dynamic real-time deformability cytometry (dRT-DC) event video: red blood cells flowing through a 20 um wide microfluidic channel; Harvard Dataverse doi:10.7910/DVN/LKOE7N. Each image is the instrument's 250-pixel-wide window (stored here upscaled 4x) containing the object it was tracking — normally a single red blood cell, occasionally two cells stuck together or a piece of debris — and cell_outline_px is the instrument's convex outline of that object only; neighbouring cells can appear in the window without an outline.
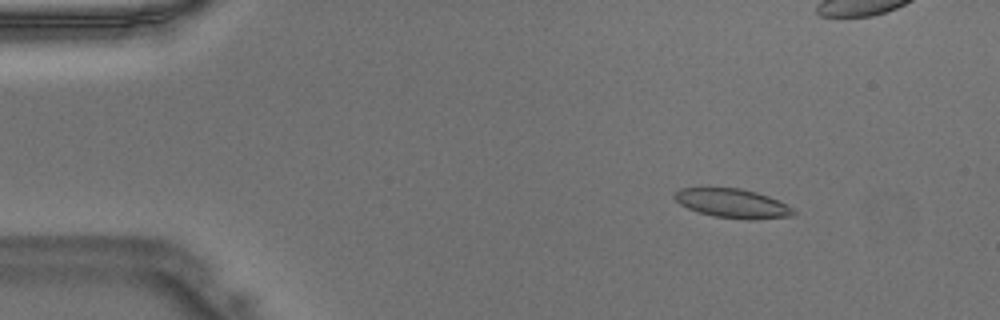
{"species": "Egyptian fruit bat (a non-hibernating species)", "species_latin": "Rousettus aegyptiacus", "temperature_condition": "warm", "stored_images_in_passage": 32, "camera_frame_rate_fps": 3000, "um_per_image_px": 0.085, "animal": {"sex": "male"}, "frame": {"image": 1, "passage_image": 6, "time_ms": 1.667, "image_size_px": [1000, 320], "cell_outline_px": [[796, 212], [792, 216], [752, 220], [748, 220], [712, 216], [688, 208], [680, 204], [672, 196], [680, 188], [740, 188], [756, 192], [768, 196], [792, 208]], "centroid_in_image_um": [62.25, 17.29], "position_along_channel_um": 22.7, "area_um2": 20.0}}
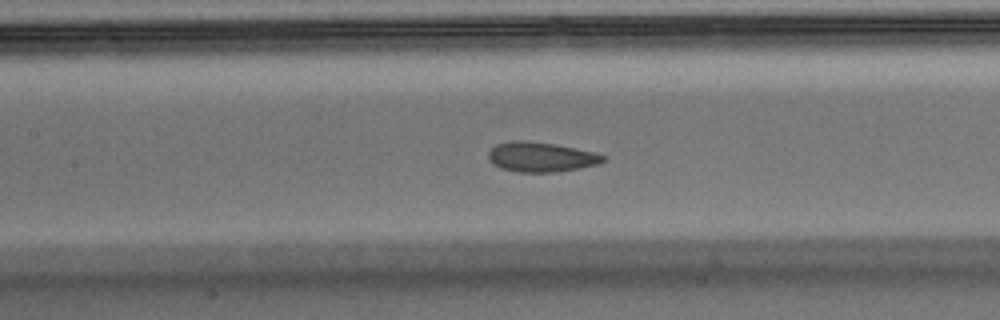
{"frame": {"image": 2, "passage_image": 21, "time_ms": 6.667, "image_size_px": [1000, 320], "cell_outline_px": [[604, 160], [600, 164], [552, 172], [520, 172], [500, 168], [492, 164], [488, 156], [488, 152], [496, 144], [512, 140], [524, 140], [556, 144], [596, 152], [604, 156]], "centroid_in_image_um": [45.96, 13.33], "position_along_channel_um": 161.4, "area_um2": 19.88}}
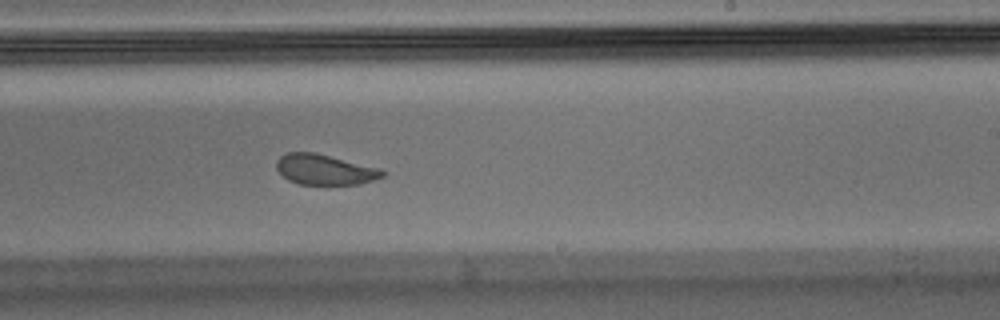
{"frame": {"image": 3, "passage_image": 28, "time_ms": 9.0, "image_size_px": [1000, 320], "cell_outline_px": [[388, 172], [384, 176], [360, 184], [300, 184], [288, 180], [276, 168], [276, 160], [280, 156], [288, 152], [316, 152], [380, 168]], "centroid_in_image_um": [27.62, 14.4], "position_along_channel_um": 261.4, "area_um2": 18.84}}